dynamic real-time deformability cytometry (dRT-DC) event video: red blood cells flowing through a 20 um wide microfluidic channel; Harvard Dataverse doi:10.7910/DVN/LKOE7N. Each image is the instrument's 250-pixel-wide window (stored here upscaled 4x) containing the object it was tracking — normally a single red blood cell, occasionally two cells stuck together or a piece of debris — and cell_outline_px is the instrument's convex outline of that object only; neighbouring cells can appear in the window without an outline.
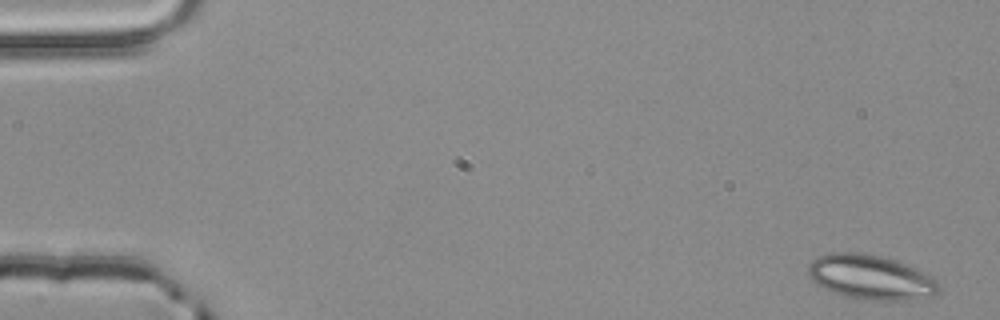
{"species": "common noctule bat (a hibernating species)", "species_latin": "Nyctalus noctula", "temperature_condition": "room temperature", "stored_images_in_passage": 4, "camera_frame_rate_fps": 3000, "um_per_image_px": 0.085, "animal": {"sex": "male", "body_mass_g": 20.4}, "frame": {"image": 1, "passage_image": 1, "time_ms": 0.0, "image_size_px": [1000, 320], "cell_outline_px": [[940, 292], [932, 296], [908, 300], [868, 300], [844, 296], [832, 292], [816, 284], [808, 276], [808, 264], [812, 260], [820, 256], [832, 252], [864, 252], [880, 256], [904, 264], [936, 280], [940, 284]], "centroid_in_image_um": [73.97, 23.57], "position_along_channel_um": 11.0, "area_um2": 33.76}}